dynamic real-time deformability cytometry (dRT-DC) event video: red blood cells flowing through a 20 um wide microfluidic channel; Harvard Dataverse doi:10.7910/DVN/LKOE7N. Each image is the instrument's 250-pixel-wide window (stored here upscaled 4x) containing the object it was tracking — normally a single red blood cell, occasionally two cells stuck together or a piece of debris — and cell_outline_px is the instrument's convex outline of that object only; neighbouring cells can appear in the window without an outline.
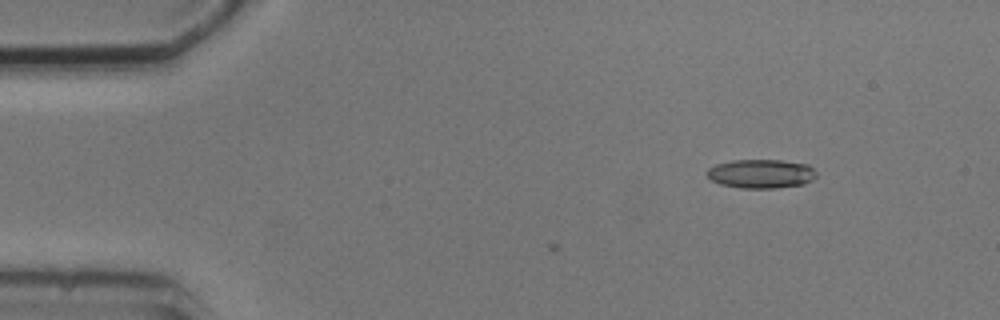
{"species": "common noctule bat (a hibernating species)", "species_latin": "Nyctalus noctula", "temperature_condition": "cold", "stored_images_in_passage": 3, "camera_frame_rate_fps": 3000, "um_per_image_px": 0.085, "animal": {"sex": "male", "body_mass_g": 20.5, "forearm_length_mm": 52.5}, "frame": {"image": 1, "passage_image": 3, "time_ms": 2.333, "image_size_px": [1000, 320], "cell_outline_px": [[816, 176], [812, 180], [804, 184], [776, 188], [740, 188], [720, 184], [712, 180], [704, 172], [708, 168], [716, 164], [732, 160], [780, 160], [808, 164], [816, 172]], "centroid_in_image_um": [64.67, 14.77], "position_along_channel_um": 20.3, "area_um2": 18.55}}